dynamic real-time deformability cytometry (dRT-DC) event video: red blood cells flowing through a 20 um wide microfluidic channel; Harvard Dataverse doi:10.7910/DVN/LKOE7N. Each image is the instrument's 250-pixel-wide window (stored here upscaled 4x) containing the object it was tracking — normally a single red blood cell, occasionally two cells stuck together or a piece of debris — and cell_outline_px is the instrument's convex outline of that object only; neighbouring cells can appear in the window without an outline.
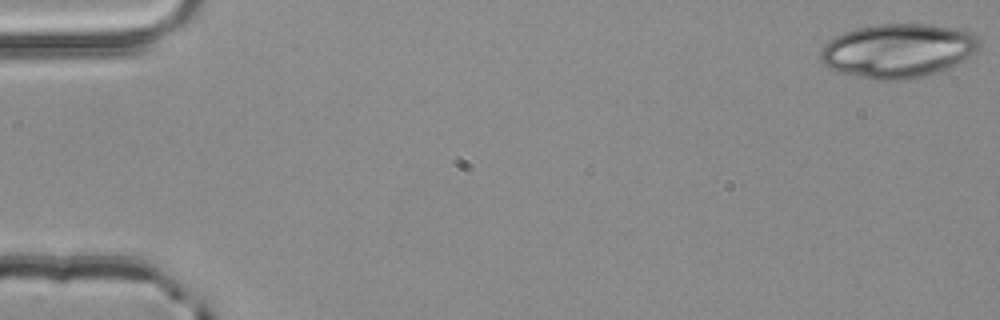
{"species": "common noctule bat (a hibernating species)", "species_latin": "Nyctalus noctula", "temperature_condition": "room temperature", "stored_images_in_passage": 5, "segment_of_instrument_passage": [2, 2], "camera_frame_rate_fps": 3000, "um_per_image_px": 0.085, "animal": {"sex": "male", "body_mass_g": 20.4}, "frame": {"image": 1, "passage_image": 5, "time_ms": 1.333, "image_size_px": [1000, 320], "cell_outline_px": [[980, 48], [976, 52], [956, 64], [948, 68], [924, 76], [900, 80], [872, 80], [840, 72], [828, 68], [820, 60], [820, 48], [828, 40], [844, 32], [856, 28], [876, 24], [928, 24], [964, 28], [976, 32], [980, 36]], "centroid_in_image_um": [76.37, 4.29], "position_along_channel_um": 8.6, "area_um2": 50.75}}